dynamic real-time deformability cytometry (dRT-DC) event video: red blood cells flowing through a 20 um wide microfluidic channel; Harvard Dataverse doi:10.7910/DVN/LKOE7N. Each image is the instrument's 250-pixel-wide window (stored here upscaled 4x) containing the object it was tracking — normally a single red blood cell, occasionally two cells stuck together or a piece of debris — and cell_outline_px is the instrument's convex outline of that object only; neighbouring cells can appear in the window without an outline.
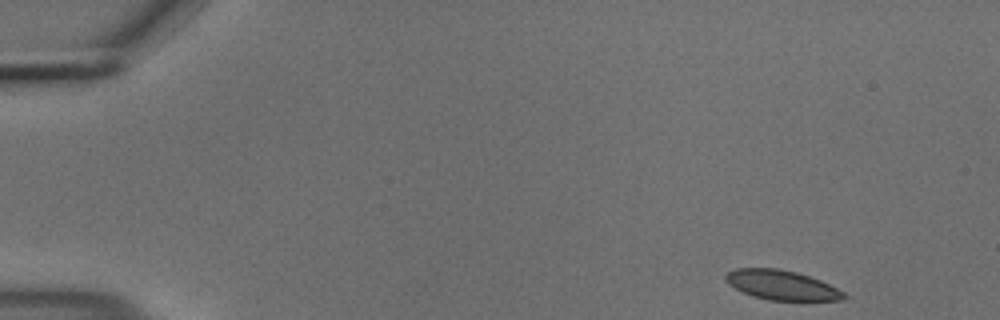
{"species": "common noctule bat (a hibernating species)", "species_latin": "Nyctalus noctula", "temperature_condition": "cold", "stored_images_in_passage": 51, "camera_frame_rate_fps": 3000, "um_per_image_px": 0.085, "animal": {"sex": "male", "body_mass_g": 18.8}, "frame": {"image": 1, "passage_image": 1, "time_ms": 0.0, "image_size_px": [1000, 320], "cell_outline_px": [[848, 296], [840, 300], [768, 300], [752, 296], [728, 284], [724, 280], [724, 276], [728, 272], [736, 268], [780, 268], [796, 272], [820, 280], [844, 292]], "centroid_in_image_um": [66.41, 24.22], "position_along_channel_um": 18.6, "area_um2": 20.29}}
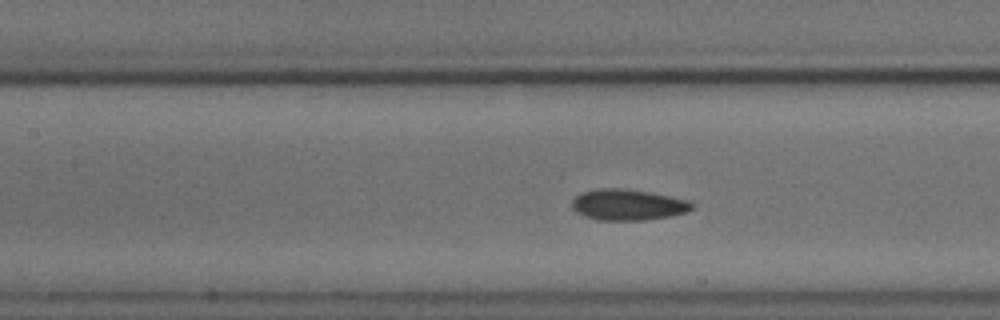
{"frame": {"image": 2, "passage_image": 21, "time_ms": 6.667, "image_size_px": [1000, 320], "cell_outline_px": [[692, 208], [688, 212], [672, 216], [648, 220], [596, 220], [584, 216], [576, 212], [572, 208], [572, 200], [580, 192], [596, 188], [620, 188], [648, 192], [692, 200]], "centroid_in_image_um": [53.37, 17.41], "position_along_channel_um": 154.0, "area_um2": 21.96}}
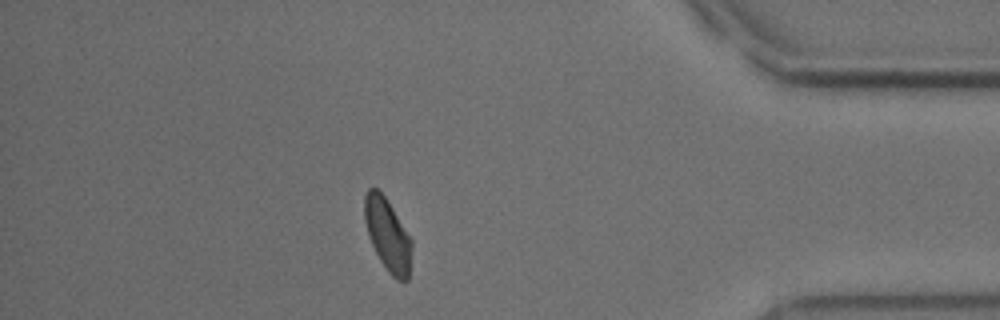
{"frame": {"image": 3, "passage_image": 44, "time_ms": 14.333, "image_size_px": [1000, 320], "cell_outline_px": [[412, 244], [408, 280], [396, 280], [388, 272], [380, 260], [368, 236], [364, 220], [364, 196], [368, 188], [376, 188], [384, 196], [392, 208], [412, 240]], "centroid_in_image_um": [32.93, 19.96], "position_along_channel_um": 402.3, "area_um2": 19.71}, "authors_computed_cell_mechanics": {"area_um2": 21.3282, "velocity_mm_per_s": 3.6774, "shape_relaxation_time_tau1_ms": 7.8727, "shape_relaxation_time_tau2_ms": 1.9436, "deformation_change_tau1": 0.1004, "deformation_change_tau2": 0.0591}}